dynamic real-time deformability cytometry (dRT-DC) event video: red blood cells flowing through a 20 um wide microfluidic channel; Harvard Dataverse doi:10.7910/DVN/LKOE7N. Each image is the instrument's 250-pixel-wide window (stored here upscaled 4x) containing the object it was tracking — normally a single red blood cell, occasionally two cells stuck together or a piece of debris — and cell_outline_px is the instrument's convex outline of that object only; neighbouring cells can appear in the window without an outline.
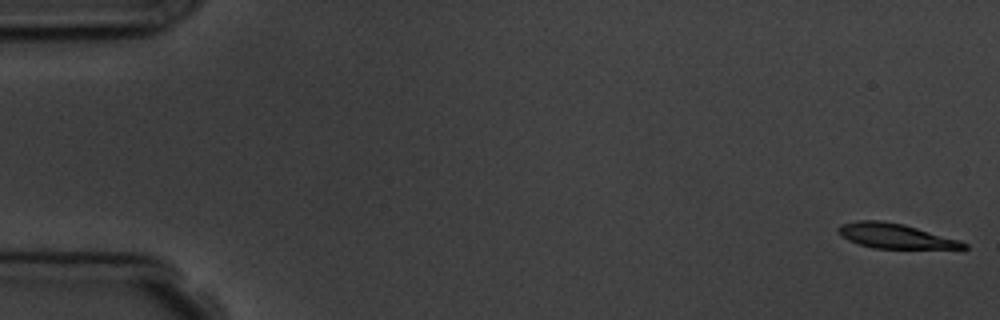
{"species": "common noctule bat (a hibernating species)", "species_latin": "Nyctalus noctula", "temperature_condition": "room temperature", "stored_images_in_passage": 15, "camera_frame_rate_fps": 3000, "um_per_image_px": 0.085, "animal": {"sex": "male", "body_mass_g": 19.5, "forearm_length_mm": 54.6}, "frame": {"image": 1, "passage_image": 1, "time_ms": 0.0, "image_size_px": [1000, 320], "cell_outline_px": [[968, 248], [872, 248], [848, 240], [840, 236], [836, 232], [836, 228], [840, 224], [860, 220], [880, 220], [904, 224], [960, 240], [968, 244]], "centroid_in_image_um": [76.04, 20.04], "position_along_channel_um": 9.0, "area_um2": 18.09}}
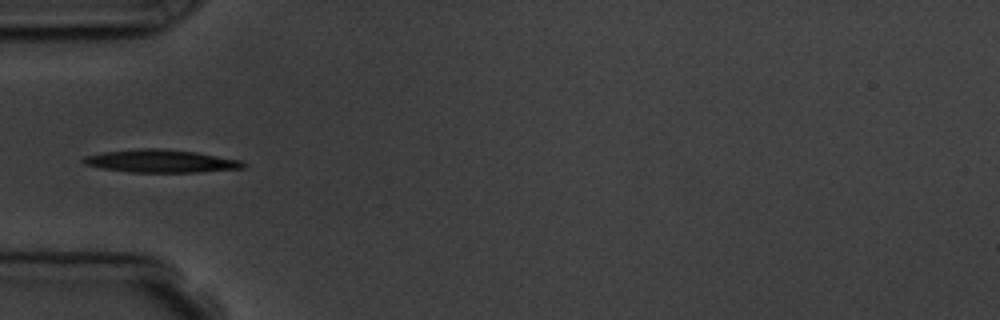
{"frame": {"image": 2, "passage_image": 5, "time_ms": 5.667, "image_size_px": [1000, 320], "cell_outline_px": [[248, 164], [244, 168], [200, 172], [128, 172], [100, 168], [84, 164], [80, 160], [84, 156], [104, 152], [140, 148], [160, 148], [196, 152], [244, 160]], "centroid_in_image_um": [13.71, 13.69], "position_along_channel_um": 71.3, "area_um2": 21.56}, "authors_computed_cell_mechanics": {"area_um2": 20.0566, "velocity_mm_per_s": 3.6611, "shape_relaxation_time_tau1_ms": 5.6891, "shape_relaxation_time_tau2_ms": null, "deformation_change_tau1": 0.1519, "deformation_change_tau2": null}}